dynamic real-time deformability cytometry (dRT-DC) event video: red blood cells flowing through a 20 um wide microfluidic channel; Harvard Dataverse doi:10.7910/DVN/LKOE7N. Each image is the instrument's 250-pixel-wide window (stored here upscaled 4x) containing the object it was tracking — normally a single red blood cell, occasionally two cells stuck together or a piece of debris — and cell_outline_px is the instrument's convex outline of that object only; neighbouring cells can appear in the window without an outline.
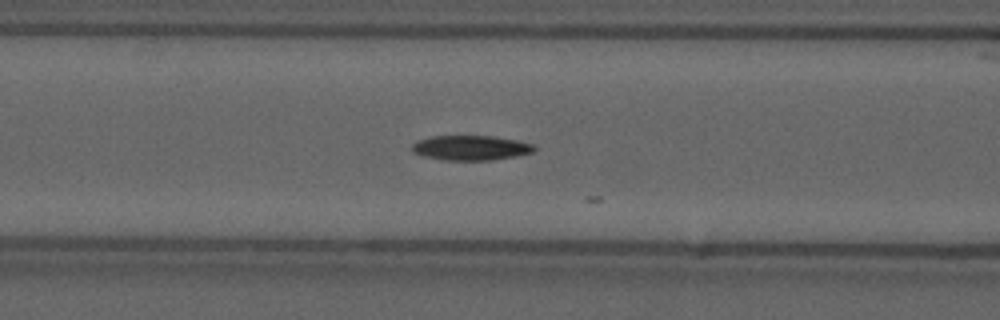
{"species": "common noctule bat (a hibernating species)", "species_latin": "Nyctalus noctula", "temperature_condition": "cold", "stored_images_in_passage": 24, "camera_frame_rate_fps": 3000, "um_per_image_px": 0.085, "animal": {"sex": "male", "forearm_length_mm": 52.5}, "frame": {"image": 1, "passage_image": 21, "time_ms": 6.667, "image_size_px": [1000, 320], "cell_outline_px": [[536, 148], [532, 152], [516, 156], [492, 160], [444, 160], [424, 156], [412, 152], [412, 144], [416, 140], [432, 136], [492, 136], [516, 140], [532, 144]], "centroid_in_image_um": [39.98, 12.56], "position_along_channel_um": 126.6, "area_um2": 17.63}}